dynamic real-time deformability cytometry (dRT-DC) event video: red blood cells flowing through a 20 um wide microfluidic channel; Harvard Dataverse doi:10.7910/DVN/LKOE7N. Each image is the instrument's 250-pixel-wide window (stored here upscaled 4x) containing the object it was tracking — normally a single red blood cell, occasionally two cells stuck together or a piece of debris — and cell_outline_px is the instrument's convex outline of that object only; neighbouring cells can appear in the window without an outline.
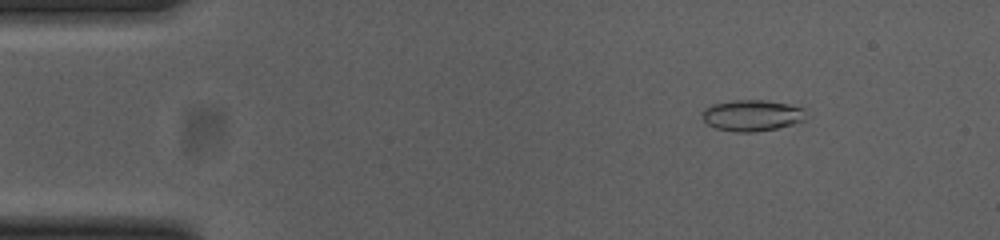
{"species": "common noctule bat (a hibernating species)", "species_latin": "Nyctalus noctula", "temperature_condition": "cold", "stored_images_in_passage": 55, "camera_frame_rate_fps": 3000, "um_per_image_px": 0.085, "animal": {"sex": "female", "body_mass_g": 23.0, "forearm_length_mm": 53.4}, "frame": {"image": 1, "passage_image": 7, "time_ms": 2.0, "image_size_px": [1000, 240], "cell_outline_px": [[804, 120], [792, 124], [776, 128], [756, 132], [736, 132], [716, 128], [708, 124], [700, 116], [700, 112], [704, 108], [712, 104], [732, 100], [764, 100], [788, 104], [804, 108]], "centroid_in_image_um": [63.86, 9.8], "position_along_channel_um": 21.1, "area_um2": 18.9}}
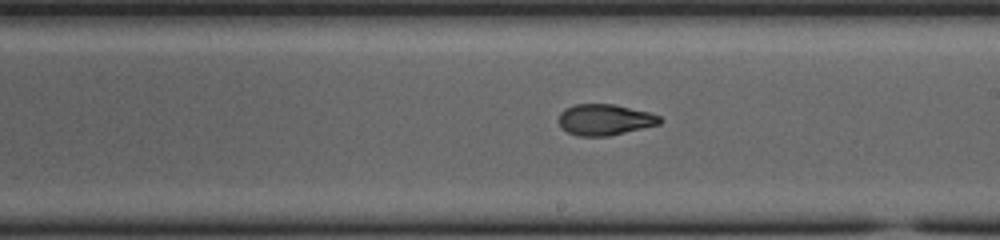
{"frame": {"image": 2, "passage_image": 31, "time_ms": 10.0, "image_size_px": [1000, 240], "cell_outline_px": [[664, 120], [660, 124], [608, 136], [580, 136], [568, 132], [560, 124], [560, 112], [564, 108], [576, 104], [616, 104], [648, 112], [660, 116]], "centroid_in_image_um": [51.44, 10.16], "position_along_channel_um": 237.6, "area_um2": 18.21}}
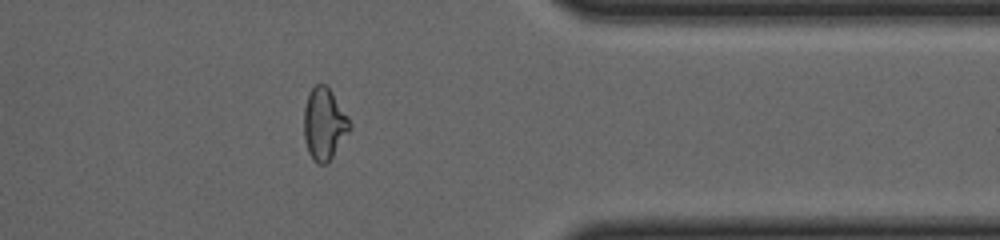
{"frame": {"image": 3, "passage_image": 44, "time_ms": 14.333, "image_size_px": [1000, 240], "cell_outline_px": [[352, 124], [348, 132], [332, 156], [324, 164], [316, 164], [312, 160], [308, 152], [304, 140], [304, 108], [308, 96], [312, 88], [316, 84], [324, 84], [332, 92], [348, 116]], "centroid_in_image_um": [27.54, 10.54], "position_along_channel_um": 383.9, "area_um2": 18.96}, "authors_computed_cell_mechanics": {"area_um2": 18.9006, "velocity_mm_per_s": 3.719, "shape_relaxation_time_tau1_ms": 8.3301, "shape_relaxation_time_tau2_ms": 2.0356, "deformation_change_tau1": 0.2162, "deformation_change_tau2": 0.0844}}